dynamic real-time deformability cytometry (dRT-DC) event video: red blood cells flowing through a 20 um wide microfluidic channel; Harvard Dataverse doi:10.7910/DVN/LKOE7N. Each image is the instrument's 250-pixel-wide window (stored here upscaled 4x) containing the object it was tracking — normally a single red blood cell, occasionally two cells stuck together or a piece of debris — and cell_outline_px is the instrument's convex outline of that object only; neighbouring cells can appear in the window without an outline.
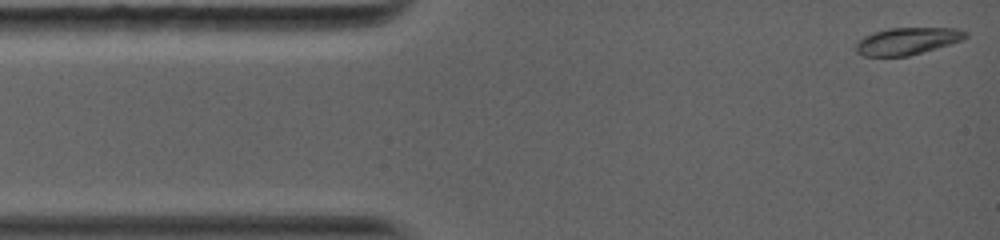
{"species": "common noctule bat (a hibernating species)", "species_latin": "Nyctalus noctula", "temperature_condition": "warm", "stored_images_in_passage": 52, "camera_frame_rate_fps": 5000, "um_per_image_px": 0.085, "animal": {"sex": "female", "body_mass_g": 19.0, "forearm_length_mm": 56.7}, "frame": {"image": 1, "passage_image": 1, "time_ms": 0.0, "image_size_px": [1000, 240], "cell_outline_px": [[968, 36], [960, 40], [936, 48], [908, 56], [864, 56], [856, 52], [856, 40], [872, 32], [888, 28], [956, 28], [968, 32]], "centroid_in_image_um": [77.06, 3.48], "position_along_channel_um": 7.9, "area_um2": 17.28}}
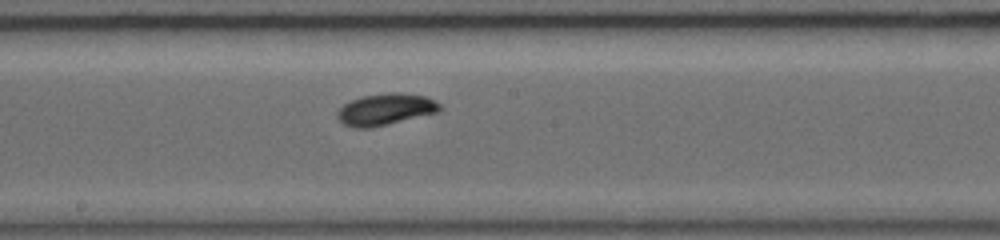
{"frame": {"image": 2, "passage_image": 30, "time_ms": 6.8, "image_size_px": [1000, 240], "cell_outline_px": [[444, 108], [440, 112], [372, 128], [356, 128], [344, 124], [336, 116], [336, 112], [344, 104], [352, 100], [364, 96], [392, 92], [400, 92], [428, 96], [440, 104]], "centroid_in_image_um": [32.82, 9.3], "position_along_channel_um": 215.4, "area_um2": 19.07}}
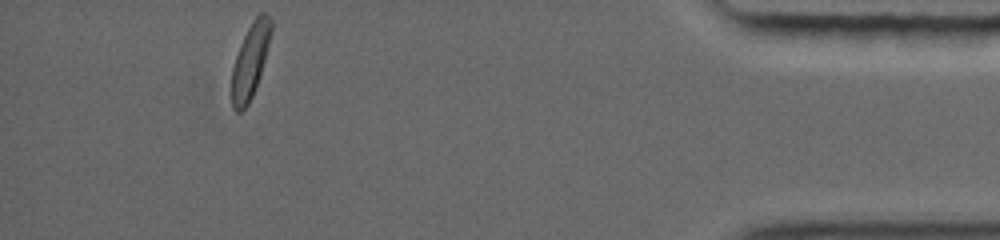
{"frame": {"image": 3, "passage_image": 52, "time_ms": 13.2, "image_size_px": [1000, 240], "cell_outline_px": [[272, 32], [264, 60], [252, 96], [248, 104], [240, 112], [236, 112], [232, 108], [232, 68], [240, 44], [252, 20], [260, 12], [264, 12], [272, 20]], "centroid_in_image_um": [21.27, 5.14], "position_along_channel_um": 413.9, "area_um2": 16.76}, "authors_computed_cell_mechanics": {"area_um2": 17.7446, "velocity_mm_per_s": 4.1292, "shape_relaxation_time_tau1_ms": 1.8319, "shape_relaxation_time_tau2_ms": null, "deformation_change_tau1": 0.1224, "deformation_change_tau2": null}}